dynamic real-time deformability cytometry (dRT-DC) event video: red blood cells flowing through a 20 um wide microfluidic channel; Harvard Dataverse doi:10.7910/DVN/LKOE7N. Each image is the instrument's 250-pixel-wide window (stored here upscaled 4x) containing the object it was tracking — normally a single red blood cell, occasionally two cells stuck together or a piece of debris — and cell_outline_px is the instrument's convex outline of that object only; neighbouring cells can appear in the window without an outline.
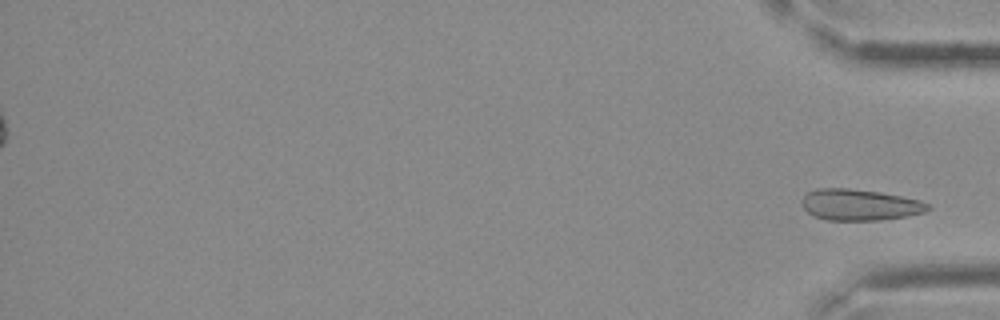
{"species": "Egyptian fruit bat (a non-hibernating species)", "species_latin": "Rousettus aegyptiacus", "temperature_condition": "cold", "stored_images_in_passage": 31, "segment_of_instrument_passage": [2, 2], "camera_frame_rate_fps": 3000, "um_per_image_px": 0.085, "frame": {"image": 1, "passage_image": 31, "time_ms": 10.0, "image_size_px": [1000, 320], "cell_outline_px": [[932, 208], [924, 212], [908, 216], [880, 220], [828, 220], [812, 216], [804, 208], [804, 196], [808, 192], [816, 188], [848, 188], [880, 192], [920, 200], [932, 204]], "centroid_in_image_um": [73.12, 17.41], "position_along_channel_um": 362.1, "area_um2": 22.95}}